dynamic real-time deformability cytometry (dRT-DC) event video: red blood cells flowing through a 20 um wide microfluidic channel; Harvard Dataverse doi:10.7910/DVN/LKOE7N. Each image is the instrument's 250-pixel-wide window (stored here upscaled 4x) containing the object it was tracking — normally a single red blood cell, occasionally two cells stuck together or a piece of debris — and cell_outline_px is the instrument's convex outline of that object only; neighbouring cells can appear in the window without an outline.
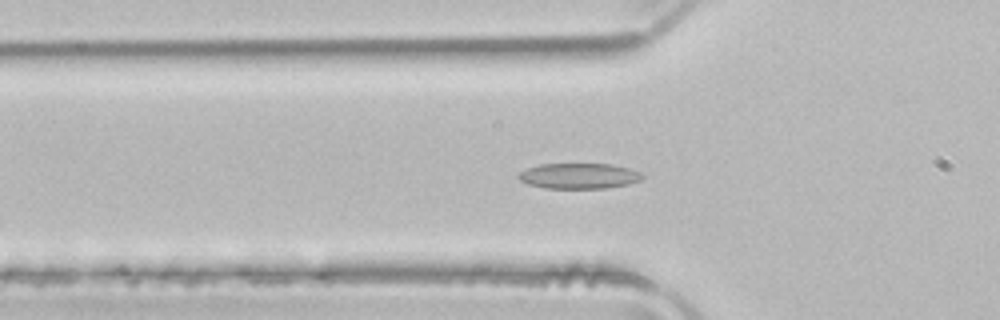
{"species": "common noctule bat (a hibernating species)", "species_latin": "Nyctalus noctula", "temperature_condition": "room temperature", "stored_images_in_passage": 50, "camera_frame_rate_fps": 3000, "um_per_image_px": 0.085, "animal": {"sex": "male", "body_mass_g": 21.5, "forearm_length_mm": 52.0}, "frame": {"image": 1, "passage_image": 16, "time_ms": 5.0, "image_size_px": [1000, 320], "cell_outline_px": [[644, 176], [640, 180], [628, 184], [604, 188], [544, 188], [528, 184], [520, 180], [516, 176], [520, 172], [528, 168], [540, 164], [612, 164], [628, 168], [640, 172]], "centroid_in_image_um": [49.2, 14.95], "position_along_channel_um": 76.6, "area_um2": 18.32}}
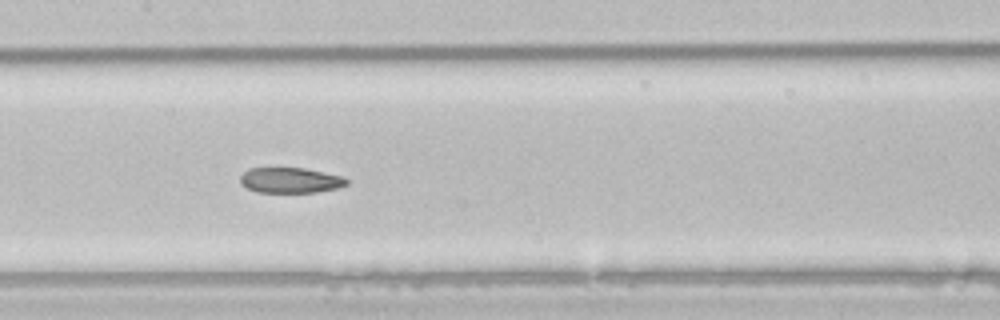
{"frame": {"image": 2, "passage_image": 24, "time_ms": 7.667, "image_size_px": [1000, 320], "cell_outline_px": [[348, 184], [336, 188], [316, 192], [256, 192], [240, 184], [240, 176], [248, 168], [304, 168], [340, 176], [348, 180]], "centroid_in_image_um": [24.63, 15.32], "position_along_channel_um": 182.8, "area_um2": 15.61}}
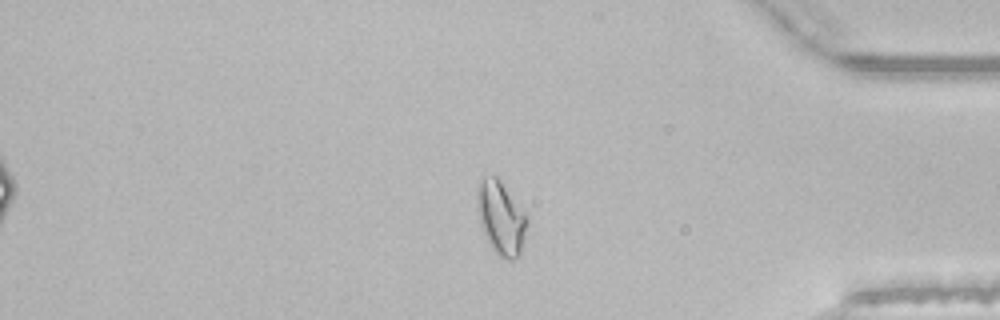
{"frame": {"image": 3, "passage_image": 42, "time_ms": 13.667, "image_size_px": [1000, 320], "cell_outline_px": [[528, 224], [520, 252], [512, 260], [508, 260], [500, 256], [492, 248], [484, 232], [480, 220], [476, 204], [476, 188], [484, 176], [496, 176], [500, 180], [524, 212], [528, 220]], "centroid_in_image_um": [42.57, 18.49], "position_along_channel_um": 392.6, "area_um2": 20.92}, "authors_computed_cell_mechanics": {"area_um2": 18.6405, "velocity_mm_per_s": 3.9439, "shape_relaxation_time_tau1_ms": 6.996, "shape_relaxation_time_tau2_ms": 3.2562, "deformation_change_tau1": 0.1606, "deformation_change_tau2": 0.0978}}